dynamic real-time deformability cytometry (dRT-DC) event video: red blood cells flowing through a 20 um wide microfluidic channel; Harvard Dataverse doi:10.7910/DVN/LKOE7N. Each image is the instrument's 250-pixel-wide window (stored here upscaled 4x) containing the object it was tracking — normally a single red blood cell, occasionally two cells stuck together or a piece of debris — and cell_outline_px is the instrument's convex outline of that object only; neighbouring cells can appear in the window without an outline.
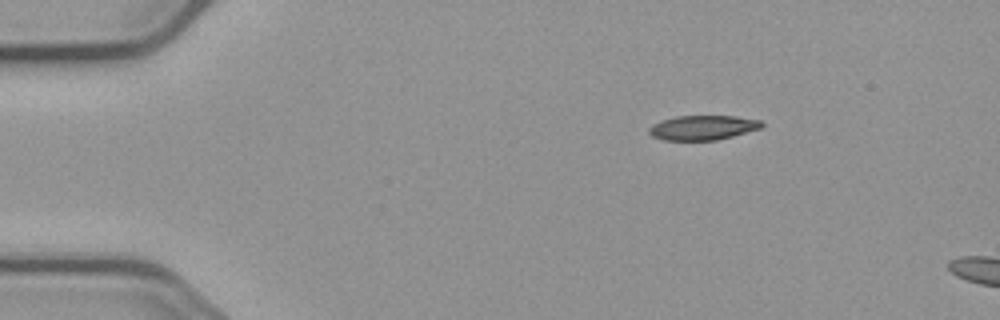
{"species": "common noctule bat (a hibernating species)", "species_latin": "Nyctalus noctula", "temperature_condition": "cold", "stored_images_in_passage": 3, "camera_frame_rate_fps": 3000, "um_per_image_px": 0.085, "animal": {"sex": "male", "body_mass_g": 23.1, "forearm_length_mm": 52.7}, "frame": {"image": 1, "passage_image": 1, "time_ms": 0.0, "image_size_px": [1000, 320], "cell_outline_px": [[764, 124], [760, 128], [732, 136], [716, 140], [664, 140], [652, 136], [648, 132], [648, 128], [652, 124], [660, 120], [676, 116], [736, 116], [760, 120]], "centroid_in_image_um": [59.69, 10.84], "position_along_channel_um": 25.3, "area_um2": 16.13}}